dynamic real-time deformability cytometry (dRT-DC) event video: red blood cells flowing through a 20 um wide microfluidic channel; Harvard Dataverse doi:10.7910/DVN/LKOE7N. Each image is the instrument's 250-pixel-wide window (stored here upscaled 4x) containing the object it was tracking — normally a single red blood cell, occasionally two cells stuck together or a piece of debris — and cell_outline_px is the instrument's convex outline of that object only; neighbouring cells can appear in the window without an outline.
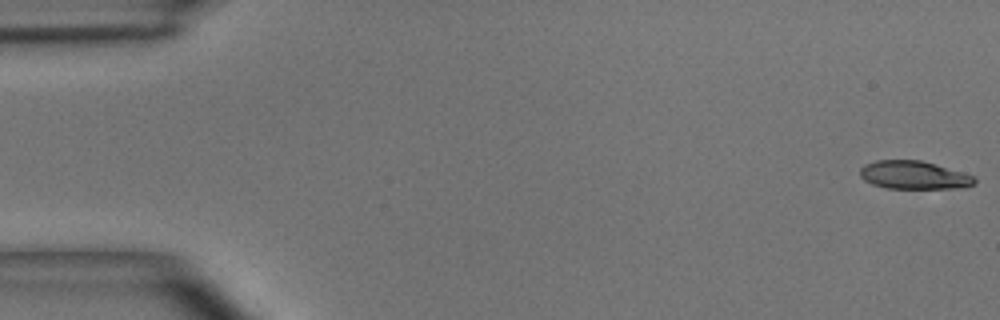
{"species": "common noctule bat (a hibernating species)", "species_latin": "Nyctalus noctula", "temperature_condition": "room temperature", "stored_images_in_passage": 50, "segment_of_instrument_passage": [1, 2], "camera_frame_rate_fps": 3000, "um_per_image_px": 0.085, "animal": {"sex": "male", "body_mass_g": 15.6}, "frame": {"image": 1, "passage_image": 1, "time_ms": 0.0, "image_size_px": [1000, 320], "cell_outline_px": [[976, 184], [964, 188], [888, 188], [872, 184], [864, 180], [860, 176], [860, 168], [864, 164], [876, 160], [920, 160], [960, 172], [972, 176], [976, 180]], "centroid_in_image_um": [77.64, 14.89], "position_along_channel_um": 7.4, "area_um2": 18.61}}
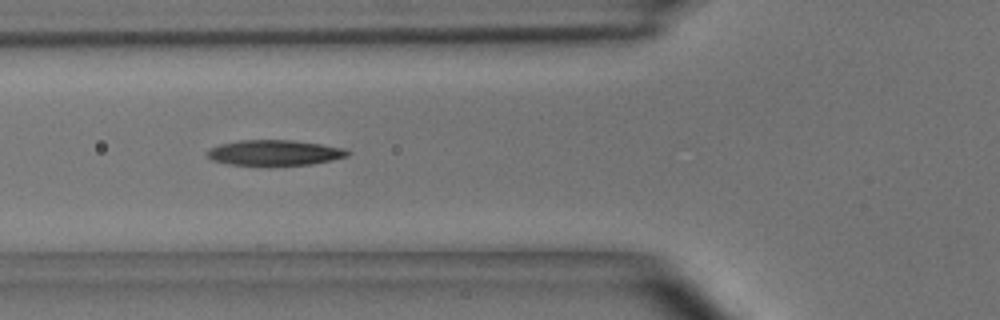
{"frame": {"image": 2, "passage_image": 18, "time_ms": 5.667, "image_size_px": [1000, 320], "cell_outline_px": [[352, 152], [348, 156], [332, 160], [312, 164], [228, 164], [212, 160], [208, 156], [208, 148], [220, 144], [240, 140], [292, 140], [320, 144], [344, 148]], "centroid_in_image_um": [23.36, 12.96], "position_along_channel_um": 102.4, "area_um2": 20.46}}
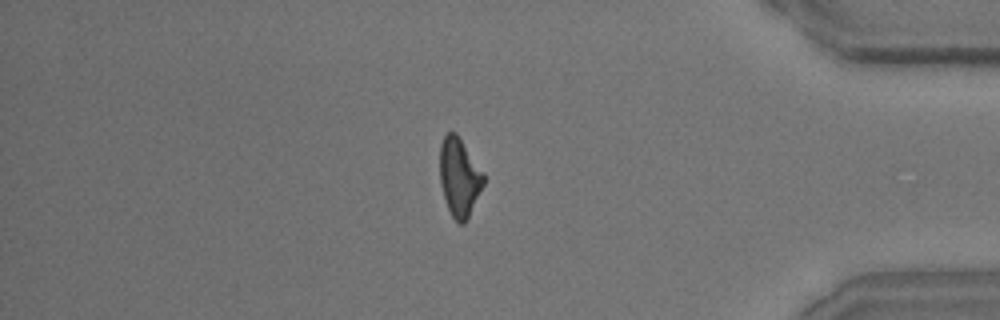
{"frame": {"image": 3, "passage_image": 42, "time_ms": 13.667, "image_size_px": [1000, 320], "cell_outline_px": [[484, 184], [468, 220], [464, 224], [460, 224], [452, 216], [448, 208], [440, 184], [440, 144], [444, 136], [448, 132], [456, 132], [484, 172]], "centroid_in_image_um": [39.05, 15.07], "position_along_channel_um": 396.1, "area_um2": 20.11}}